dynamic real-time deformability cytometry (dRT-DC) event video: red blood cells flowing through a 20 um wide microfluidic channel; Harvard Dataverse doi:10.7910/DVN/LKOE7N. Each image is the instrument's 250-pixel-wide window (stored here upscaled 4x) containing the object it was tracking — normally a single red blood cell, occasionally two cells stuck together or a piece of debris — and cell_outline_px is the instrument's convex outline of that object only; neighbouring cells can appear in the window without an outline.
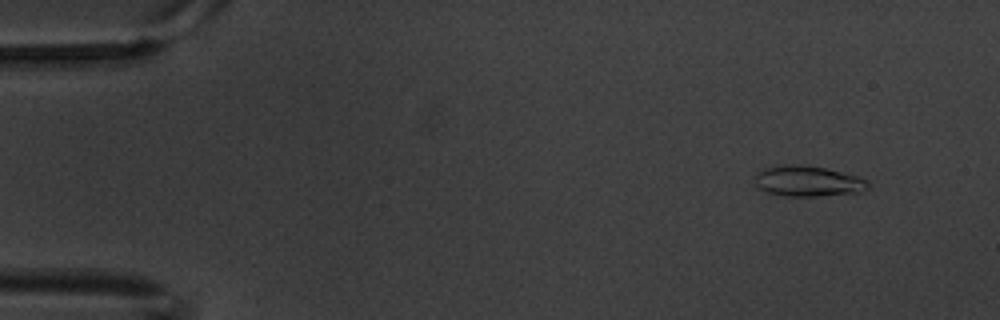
{"species": "common noctule bat (a hibernating species)", "species_latin": "Nyctalus noctula", "temperature_condition": "warm", "stored_images_in_passage": 10, "camera_frame_rate_fps": 3000, "um_per_image_px": 0.085, "animal": {"sex": "male", "body_mass_g": 20.1, "forearm_length_mm": 53.5}, "frame": {"image": 1, "passage_image": 1, "time_ms": 0.0, "image_size_px": [1000, 320], "cell_outline_px": [[868, 188], [860, 192], [820, 196], [784, 196], [768, 192], [756, 188], [756, 176], [764, 168], [784, 164], [800, 164], [824, 168], [856, 176], [868, 180]], "centroid_in_image_um": [68.66, 15.4], "position_along_channel_um": 16.3, "area_um2": 20.06}}
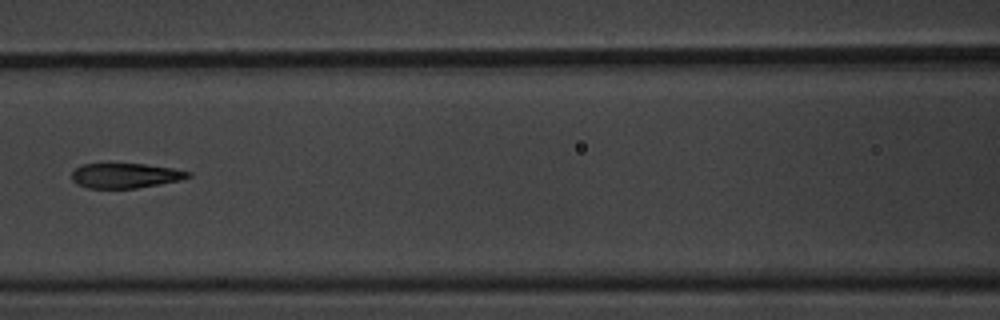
{"frame": {"image": 2, "passage_image": 7, "time_ms": 2.0, "image_size_px": [1000, 320], "cell_outline_px": [[192, 176], [180, 180], [160, 184], [136, 188], [88, 188], [76, 184], [72, 180], [72, 172], [76, 168], [84, 164], [144, 164], [172, 168], [192, 172]], "centroid_in_image_um": [10.67, 14.93], "position_along_channel_um": 155.9, "area_um2": 16.82}}
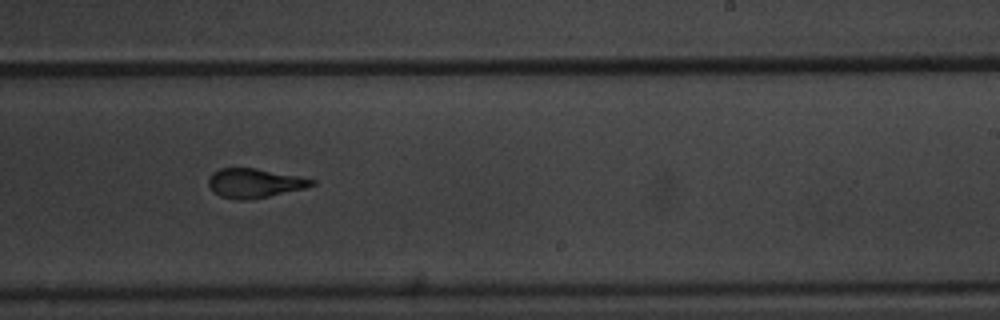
{"frame": {"image": 3, "passage_image": 10, "time_ms": 3.0, "image_size_px": [1000, 320], "cell_outline_px": [[316, 184], [304, 188], [268, 196], [248, 200], [236, 200], [220, 196], [208, 184], [208, 180], [212, 172], [220, 168], [256, 168], [300, 176], [316, 180]], "centroid_in_image_um": [21.64, 15.55], "position_along_channel_um": 267.4, "area_um2": 17.51}}